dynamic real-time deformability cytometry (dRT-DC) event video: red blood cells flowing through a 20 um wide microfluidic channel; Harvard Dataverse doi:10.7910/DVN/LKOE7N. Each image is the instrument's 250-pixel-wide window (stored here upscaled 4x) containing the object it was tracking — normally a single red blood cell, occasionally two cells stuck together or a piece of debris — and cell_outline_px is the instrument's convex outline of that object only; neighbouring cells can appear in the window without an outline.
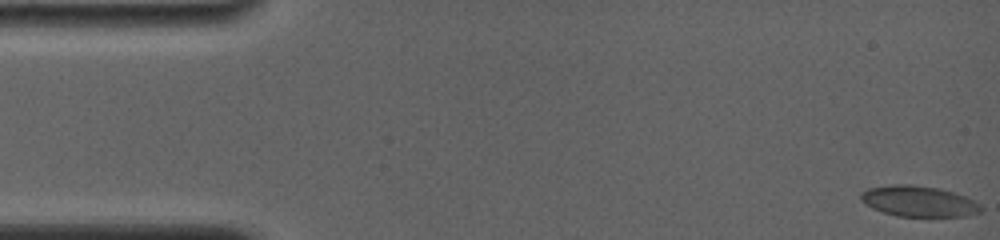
{"species": "common noctule bat (a hibernating species)", "species_latin": "Nyctalus noctula", "temperature_condition": "room temperature", "stored_images_in_passage": 14, "camera_frame_rate_fps": 4000, "um_per_image_px": 0.085, "animal": {"sex": "female", "body_mass_g": 19.0, "forearm_length_mm": 56.7}, "frame": {"image": 1, "passage_image": 1, "time_ms": 0.0, "image_size_px": [1000, 240], "cell_outline_px": [[984, 208], [980, 212], [968, 216], [896, 216], [872, 208], [860, 200], [860, 192], [868, 188], [892, 184], [912, 184], [940, 188], [968, 196], [980, 204]], "centroid_in_image_um": [78.11, 17.09], "position_along_channel_um": 6.9, "area_um2": 21.85}}
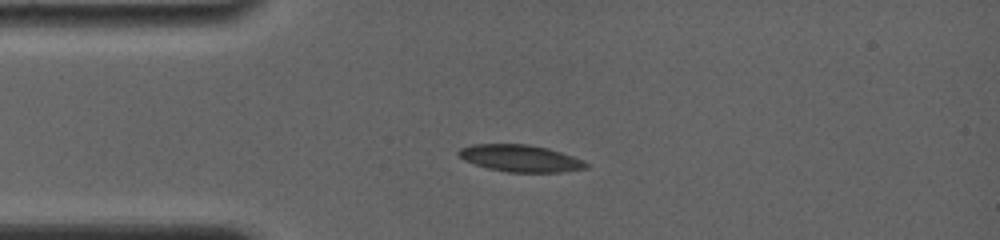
{"frame": {"image": 2, "passage_image": 10, "time_ms": 3.75, "image_size_px": [1000, 240], "cell_outline_px": [[588, 168], [560, 172], [508, 172], [488, 168], [464, 160], [456, 152], [460, 148], [472, 144], [528, 144], [548, 148], [584, 160], [588, 164]], "centroid_in_image_um": [44.23, 13.45], "position_along_channel_um": 40.8, "area_um2": 19.94}}
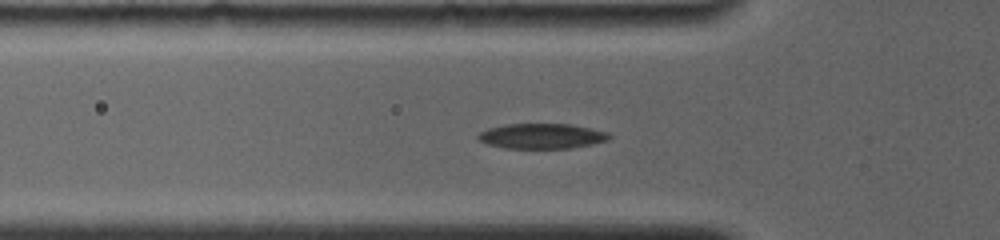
{"frame": {"image": 3, "passage_image": 14, "time_ms": 5.25, "image_size_px": [1000, 240], "cell_outline_px": [[612, 136], [608, 140], [592, 144], [572, 148], [504, 148], [488, 144], [476, 140], [476, 136], [480, 132], [488, 128], [504, 124], [572, 124], [608, 132]], "centroid_in_image_um": [46.03, 11.56], "position_along_channel_um": 79.8, "area_um2": 19.36}}